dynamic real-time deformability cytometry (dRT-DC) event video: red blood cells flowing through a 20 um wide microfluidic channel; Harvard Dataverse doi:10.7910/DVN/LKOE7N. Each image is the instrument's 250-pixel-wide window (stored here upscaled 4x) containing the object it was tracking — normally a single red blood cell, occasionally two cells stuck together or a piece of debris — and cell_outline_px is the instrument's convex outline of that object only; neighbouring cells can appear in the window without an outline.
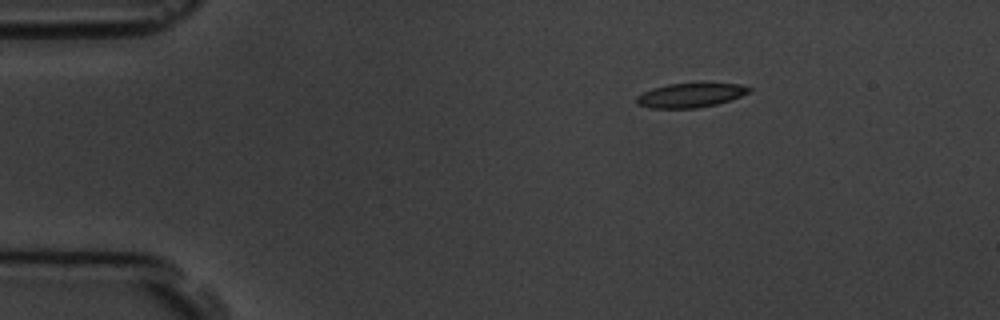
{"species": "common noctule bat (a hibernating species)", "species_latin": "Nyctalus noctula", "temperature_condition": "room temperature", "stored_images_in_passage": 3, "camera_frame_rate_fps": 3000, "um_per_image_px": 0.085, "animal": {"sex": "male", "body_mass_g": 19.5, "forearm_length_mm": 54.6}, "frame": {"image": 1, "passage_image": 1, "time_ms": 0.0, "image_size_px": [1000, 320], "cell_outline_px": [[752, 88], [748, 92], [740, 96], [716, 104], [696, 108], [652, 108], [636, 104], [636, 96], [652, 88], [668, 84], [740, 84]], "centroid_in_image_um": [58.63, 8.1], "position_along_channel_um": 26.4, "area_um2": 15.55}}